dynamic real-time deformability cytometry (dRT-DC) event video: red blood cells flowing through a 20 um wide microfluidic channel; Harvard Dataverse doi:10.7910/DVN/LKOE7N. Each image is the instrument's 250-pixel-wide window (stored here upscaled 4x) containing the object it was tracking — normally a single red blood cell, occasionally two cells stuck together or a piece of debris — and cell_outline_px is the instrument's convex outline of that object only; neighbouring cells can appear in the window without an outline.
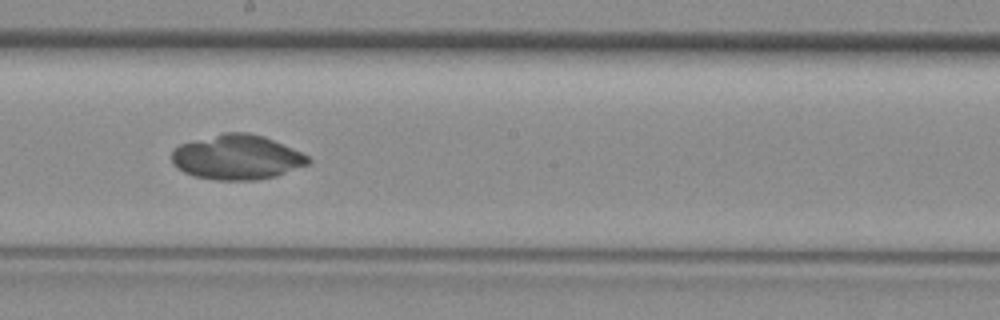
{"species": "common noctule bat (a hibernating species)", "species_latin": "Nyctalus noctula", "temperature_condition": "room temperature", "stored_images_in_passage": 39, "camera_frame_rate_fps": 3000, "um_per_image_px": 0.085, "animal": {"sex": "female", "body_mass_g": 29.2, "forearm_length_mm": 56.3}, "frame": {"image": 1, "passage_image": 21, "time_ms": 6.667, "image_size_px": [1000, 320], "cell_outline_px": [[312, 160], [308, 164], [276, 176], [256, 180], [216, 180], [192, 176], [176, 168], [172, 164], [172, 148], [180, 144], [224, 132], [248, 132], [264, 136], [300, 152], [308, 156]], "centroid_in_image_um": [20.1, 13.37], "position_along_channel_um": 228.1, "area_um2": 35.66}}
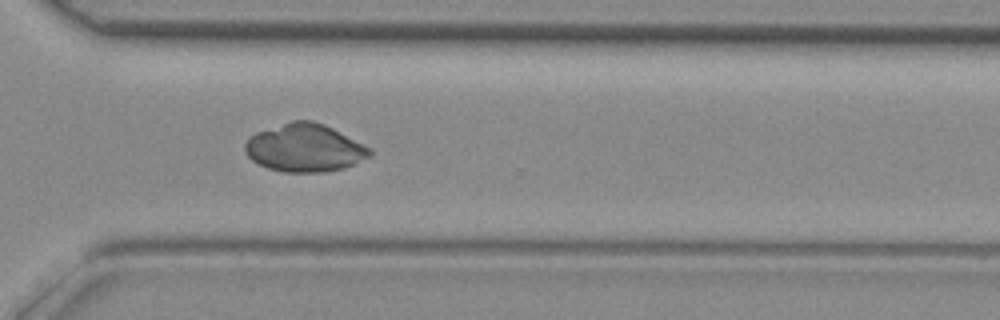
{"frame": {"image": 2, "passage_image": 28, "time_ms": 9.0, "image_size_px": [1000, 320], "cell_outline_px": [[372, 152], [368, 156], [344, 168], [324, 172], [284, 172], [268, 168], [252, 160], [248, 156], [244, 148], [244, 144], [248, 136], [256, 132], [292, 120], [312, 120], [324, 124], [372, 148]], "centroid_in_image_um": [25.87, 12.56], "position_along_channel_um": 344.7, "area_um2": 34.74}}
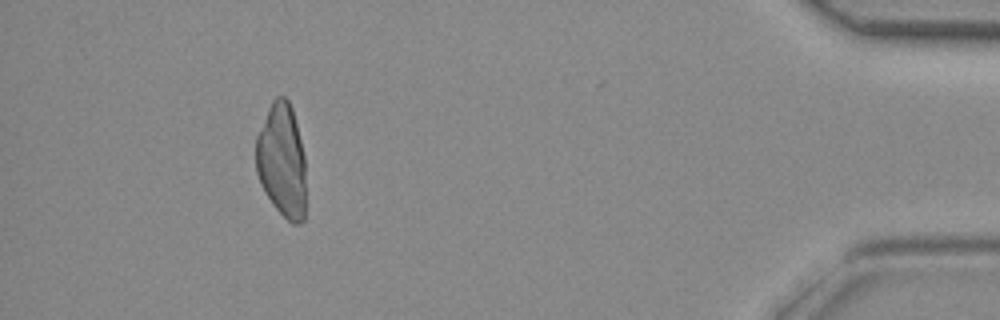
{"frame": {"image": 3, "passage_image": 36, "time_ms": 11.667, "image_size_px": [1000, 320], "cell_outline_px": [[304, 220], [300, 224], [292, 224], [272, 204], [260, 184], [256, 172], [256, 136], [268, 108], [272, 100], [276, 96], [284, 96], [288, 100], [292, 108], [304, 156]], "centroid_in_image_um": [23.93, 13.64], "position_along_channel_um": 411.3, "area_um2": 33.0}}